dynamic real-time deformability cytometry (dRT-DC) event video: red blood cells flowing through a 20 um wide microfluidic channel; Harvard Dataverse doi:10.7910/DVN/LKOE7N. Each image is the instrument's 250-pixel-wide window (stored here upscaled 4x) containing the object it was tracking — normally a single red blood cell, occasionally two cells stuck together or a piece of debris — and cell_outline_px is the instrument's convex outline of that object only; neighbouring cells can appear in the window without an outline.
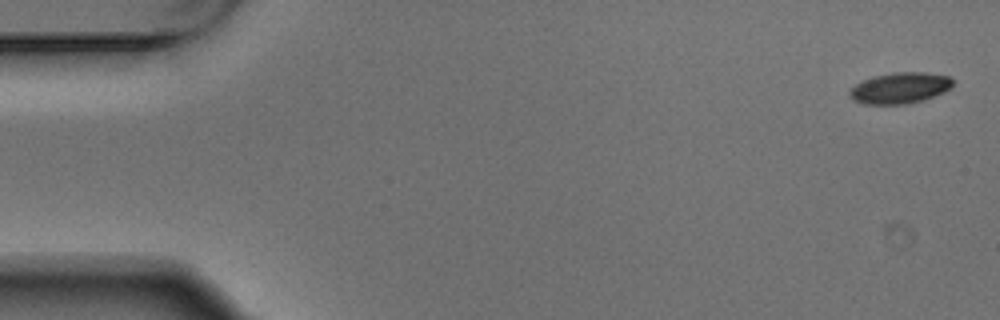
{"species": "Egyptian fruit bat (a non-hibernating species)", "species_latin": "Rousettus aegyptiacus", "temperature_condition": "warm", "stored_images_in_passage": 4, "camera_frame_rate_fps": 3000, "um_per_image_px": 0.085, "animal": {"sex": "male"}, "frame": {"image": 1, "passage_image": 1, "time_ms": 0.0, "image_size_px": [1000, 320], "cell_outline_px": [[952, 88], [944, 92], [924, 100], [908, 104], [864, 104], [852, 100], [848, 96], [848, 92], [856, 84], [864, 80], [876, 76], [892, 72], [924, 72], [948, 76], [952, 80]], "centroid_in_image_um": [76.49, 7.49], "position_along_channel_um": 8.5, "area_um2": 18.73}}